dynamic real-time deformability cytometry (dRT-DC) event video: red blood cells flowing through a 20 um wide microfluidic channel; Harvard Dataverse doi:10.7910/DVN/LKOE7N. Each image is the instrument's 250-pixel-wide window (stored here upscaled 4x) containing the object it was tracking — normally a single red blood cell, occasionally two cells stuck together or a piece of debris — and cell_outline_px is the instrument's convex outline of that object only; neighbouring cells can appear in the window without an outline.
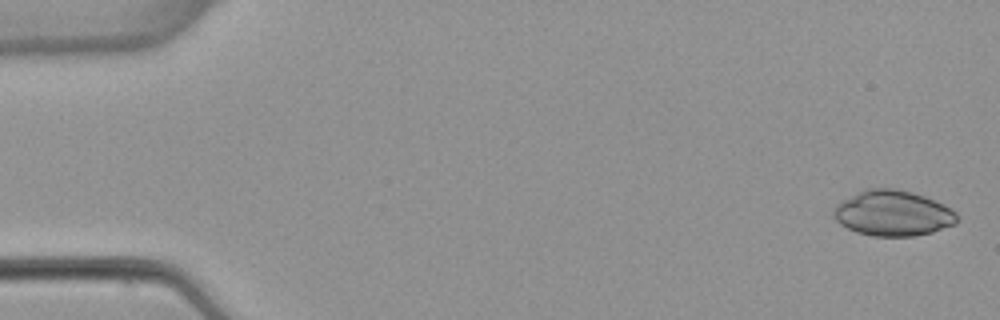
{"species": "common noctule bat (a hibernating species)", "species_latin": "Nyctalus noctula", "temperature_condition": "warm", "stored_images_in_passage": 53, "camera_frame_rate_fps": 3000, "um_per_image_px": 0.085, "animal": {"sex": "female", "body_mass_g": 22.7, "forearm_length_mm": 54.2}, "frame": {"image": 1, "passage_image": 2, "time_ms": 0.333, "image_size_px": [1000, 320], "cell_outline_px": [[956, 224], [932, 232], [912, 236], [872, 236], [856, 232], [840, 224], [832, 216], [832, 212], [836, 204], [864, 188], [896, 188], [912, 192], [924, 196], [944, 204], [956, 212]], "centroid_in_image_um": [75.87, 18.12], "position_along_channel_um": 9.1, "area_um2": 32.83}}
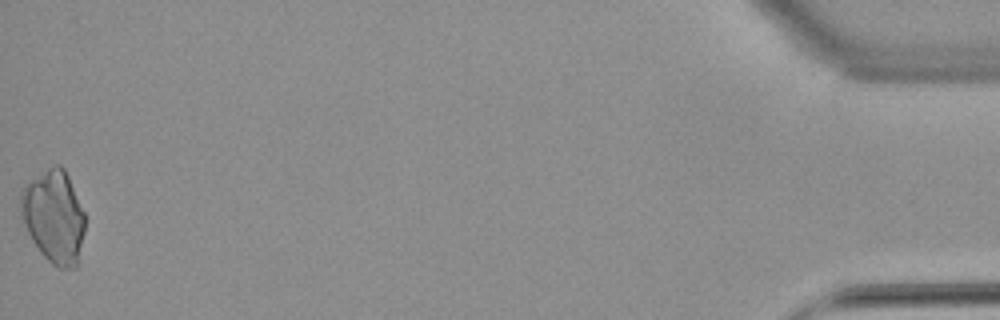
{"frame": {"image": 2, "passage_image": 53, "time_ms": 17.333, "image_size_px": [1000, 320], "cell_outline_px": [[84, 232], [76, 268], [60, 268], [52, 264], [40, 252], [32, 240], [20, 216], [20, 192], [24, 184], [28, 180], [48, 168], [56, 164], [60, 164], [64, 168], [68, 176], [84, 212]], "centroid_in_image_um": [4.55, 18.39], "position_along_channel_um": 430.6, "area_um2": 34.8}}